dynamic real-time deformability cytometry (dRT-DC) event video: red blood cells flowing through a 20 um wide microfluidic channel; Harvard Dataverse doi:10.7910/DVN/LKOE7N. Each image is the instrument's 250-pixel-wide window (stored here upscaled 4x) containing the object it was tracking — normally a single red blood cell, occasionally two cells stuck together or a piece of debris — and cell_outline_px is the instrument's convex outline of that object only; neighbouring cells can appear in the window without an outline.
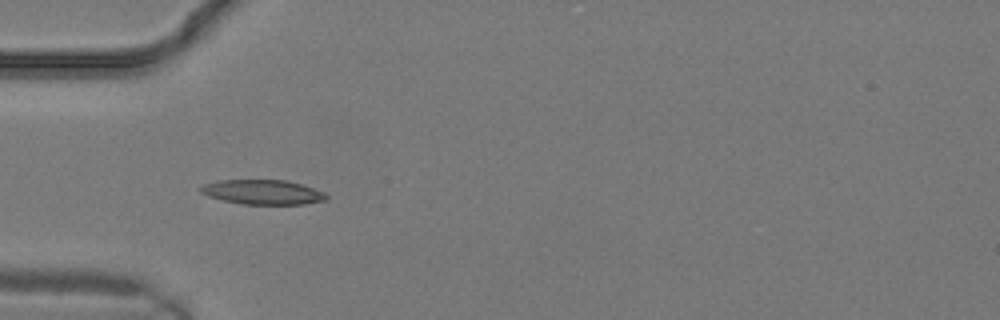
{"species": "common noctule bat (a hibernating species)", "species_latin": "Nyctalus noctula", "temperature_condition": "warm", "stored_images_in_passage": 12, "camera_frame_rate_fps": 3000, "um_per_image_px": 0.085, "animal": {"sex": "male", "body_mass_g": 19.2, "forearm_length_mm": 51.8}, "frame": {"image": 1, "passage_image": 9, "time_ms": 2.667, "image_size_px": [1000, 320], "cell_outline_px": [[328, 200], [304, 204], [244, 204], [224, 200], [208, 196], [200, 192], [200, 188], [204, 184], [220, 180], [288, 180], [324, 192], [328, 196]], "centroid_in_image_um": [22.36, 16.33], "position_along_channel_um": 62.6, "area_um2": 17.92}}
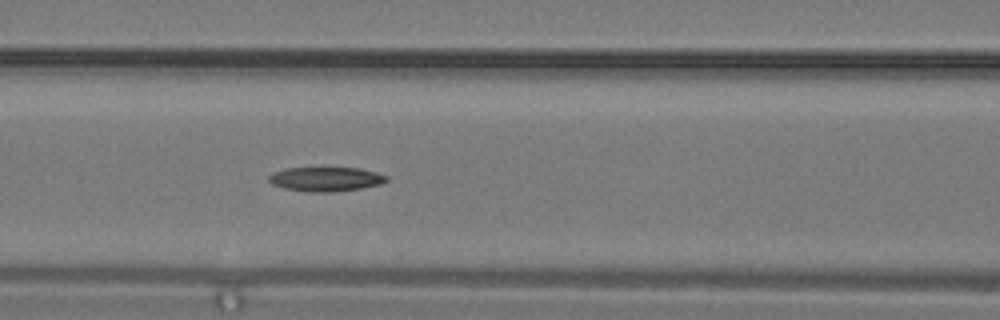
{"frame": {"image": 2, "passage_image": 12, "time_ms": 3.667, "image_size_px": [1000, 320], "cell_outline_px": [[388, 180], [380, 184], [360, 188], [332, 192], [312, 192], [284, 188], [272, 184], [268, 180], [268, 176], [276, 172], [288, 168], [356, 168], [376, 172], [388, 176]], "centroid_in_image_um": [27.7, 15.23], "position_along_channel_um": 138.9, "area_um2": 16.42}}